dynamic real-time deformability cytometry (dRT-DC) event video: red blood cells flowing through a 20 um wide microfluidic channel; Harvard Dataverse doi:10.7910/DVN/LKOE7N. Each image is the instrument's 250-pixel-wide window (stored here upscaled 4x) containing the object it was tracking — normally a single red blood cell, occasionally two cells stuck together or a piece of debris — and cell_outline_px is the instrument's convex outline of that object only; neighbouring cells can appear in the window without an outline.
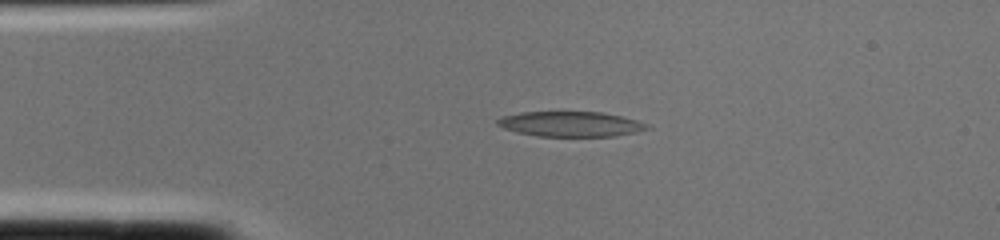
{"species": "common noctule bat (a hibernating species)", "species_latin": "Nyctalus noctula", "temperature_condition": "cold", "stored_images_in_passage": 3, "segment_of_instrument_passage": [2, 2], "camera_frame_rate_fps": 3000, "um_per_image_px": 0.085, "animal": {"sex": "female", "body_mass_g": 22.0, "forearm_length_mm": 56.7}, "frame": {"image": 1, "passage_image": 3, "time_ms": 0.667, "image_size_px": [1000, 240], "cell_outline_px": [[652, 128], [636, 132], [616, 136], [536, 136], [516, 132], [504, 128], [496, 124], [496, 120], [500, 116], [520, 112], [604, 112], [636, 120], [648, 124]], "centroid_in_image_um": [48.49, 10.54], "position_along_channel_um": 36.5, "area_um2": 22.02}}